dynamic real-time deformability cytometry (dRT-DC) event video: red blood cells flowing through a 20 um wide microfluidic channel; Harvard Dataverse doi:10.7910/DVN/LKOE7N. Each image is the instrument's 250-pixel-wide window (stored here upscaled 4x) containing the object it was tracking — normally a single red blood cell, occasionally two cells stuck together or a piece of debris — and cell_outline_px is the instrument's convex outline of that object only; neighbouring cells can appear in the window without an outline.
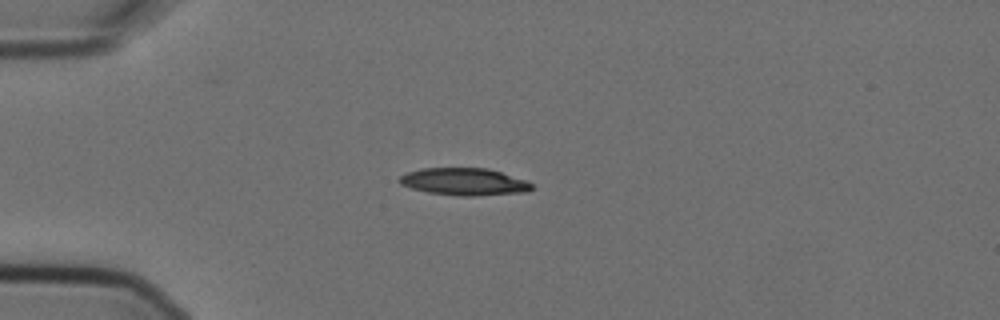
{"species": "Egyptian fruit bat (a non-hibernating species)", "species_latin": "Rousettus aegyptiacus", "temperature_condition": "cold", "stored_images_in_passage": 8, "camera_frame_rate_fps": 3000, "um_per_image_px": 0.085, "animal": {"sex": "female"}, "frame": {"image": 1, "passage_image": 4, "time_ms": 1.0, "image_size_px": [1000, 320], "cell_outline_px": [[532, 188], [528, 192], [472, 196], [460, 196], [428, 192], [412, 188], [400, 184], [396, 180], [400, 176], [408, 172], [424, 168], [488, 168], [524, 180], [532, 184]], "centroid_in_image_um": [39.43, 15.45], "position_along_channel_um": 45.6, "area_um2": 20.87}}
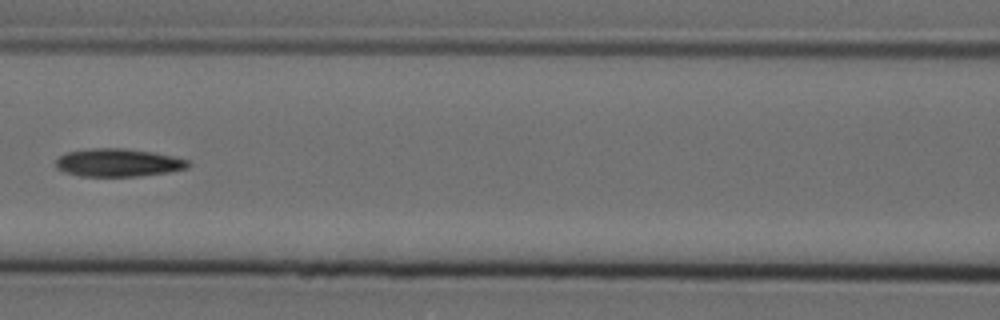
{"frame": {"image": 2, "passage_image": 7, "time_ms": 2.0, "image_size_px": [1000, 320], "cell_outline_px": [[192, 164], [188, 168], [168, 172], [140, 176], [80, 176], [64, 172], [56, 168], [56, 160], [60, 156], [68, 152], [88, 148], [124, 148], [152, 152], [172, 156], [188, 160]], "centroid_in_image_um": [10.05, 13.82], "position_along_channel_um": 156.6, "area_um2": 21.62}}
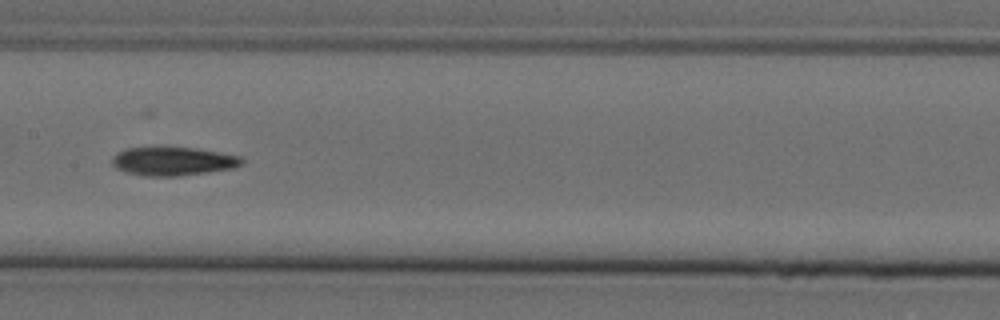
{"frame": {"image": 3, "passage_image": 8, "time_ms": 2.333, "image_size_px": [1000, 320], "cell_outline_px": [[244, 164], [232, 168], [208, 172], [176, 176], [144, 176], [128, 172], [116, 168], [112, 164], [112, 156], [128, 148], [196, 148], [240, 156], [244, 160]], "centroid_in_image_um": [14.74, 13.71], "position_along_channel_um": 192.7, "area_um2": 21.27}}